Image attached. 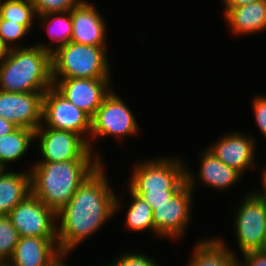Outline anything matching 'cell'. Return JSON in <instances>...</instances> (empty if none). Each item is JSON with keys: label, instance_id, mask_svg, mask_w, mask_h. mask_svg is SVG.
<instances>
[{"label": "cell", "instance_id": "cell-1", "mask_svg": "<svg viewBox=\"0 0 266 266\" xmlns=\"http://www.w3.org/2000/svg\"><path fill=\"white\" fill-rule=\"evenodd\" d=\"M105 165L102 163L88 176L56 213L57 245L66 258L123 208V198L112 190L108 174L104 172Z\"/></svg>", "mask_w": 266, "mask_h": 266}, {"label": "cell", "instance_id": "cell-2", "mask_svg": "<svg viewBox=\"0 0 266 266\" xmlns=\"http://www.w3.org/2000/svg\"><path fill=\"white\" fill-rule=\"evenodd\" d=\"M34 161L29 166L31 193L56 213L70 201L84 180L103 163L101 159Z\"/></svg>", "mask_w": 266, "mask_h": 266}, {"label": "cell", "instance_id": "cell-3", "mask_svg": "<svg viewBox=\"0 0 266 266\" xmlns=\"http://www.w3.org/2000/svg\"><path fill=\"white\" fill-rule=\"evenodd\" d=\"M146 159L142 157V160L133 163L127 187L154 210L169 201L186 184V163L175 155Z\"/></svg>", "mask_w": 266, "mask_h": 266}, {"label": "cell", "instance_id": "cell-4", "mask_svg": "<svg viewBox=\"0 0 266 266\" xmlns=\"http://www.w3.org/2000/svg\"><path fill=\"white\" fill-rule=\"evenodd\" d=\"M53 86L51 53L34 45L9 49L0 63V90L45 93Z\"/></svg>", "mask_w": 266, "mask_h": 266}, {"label": "cell", "instance_id": "cell-5", "mask_svg": "<svg viewBox=\"0 0 266 266\" xmlns=\"http://www.w3.org/2000/svg\"><path fill=\"white\" fill-rule=\"evenodd\" d=\"M108 48L70 41L51 53L52 78H112Z\"/></svg>", "mask_w": 266, "mask_h": 266}, {"label": "cell", "instance_id": "cell-6", "mask_svg": "<svg viewBox=\"0 0 266 266\" xmlns=\"http://www.w3.org/2000/svg\"><path fill=\"white\" fill-rule=\"evenodd\" d=\"M122 98L119 92L116 93L115 90L113 91L112 89L91 118L89 147L103 162V156L95 149V144L100 138H108L111 136V138H115L118 143H122L125 137L136 136L140 133L138 131L141 130L136 114L134 115L131 108Z\"/></svg>", "mask_w": 266, "mask_h": 266}, {"label": "cell", "instance_id": "cell-7", "mask_svg": "<svg viewBox=\"0 0 266 266\" xmlns=\"http://www.w3.org/2000/svg\"><path fill=\"white\" fill-rule=\"evenodd\" d=\"M243 197L236 203L232 217L234 237L241 254L260 250L266 231V196L254 189Z\"/></svg>", "mask_w": 266, "mask_h": 266}, {"label": "cell", "instance_id": "cell-8", "mask_svg": "<svg viewBox=\"0 0 266 266\" xmlns=\"http://www.w3.org/2000/svg\"><path fill=\"white\" fill-rule=\"evenodd\" d=\"M194 193L186 183L169 201L153 210V225L157 239L178 242L185 237L192 220Z\"/></svg>", "mask_w": 266, "mask_h": 266}, {"label": "cell", "instance_id": "cell-9", "mask_svg": "<svg viewBox=\"0 0 266 266\" xmlns=\"http://www.w3.org/2000/svg\"><path fill=\"white\" fill-rule=\"evenodd\" d=\"M35 143L41 158L37 162H62L76 159H100L79 134L65 130L38 127ZM38 142V143H37Z\"/></svg>", "mask_w": 266, "mask_h": 266}, {"label": "cell", "instance_id": "cell-10", "mask_svg": "<svg viewBox=\"0 0 266 266\" xmlns=\"http://www.w3.org/2000/svg\"><path fill=\"white\" fill-rule=\"evenodd\" d=\"M39 127L77 133L89 144L91 117L52 86L43 96L42 124Z\"/></svg>", "mask_w": 266, "mask_h": 266}, {"label": "cell", "instance_id": "cell-11", "mask_svg": "<svg viewBox=\"0 0 266 266\" xmlns=\"http://www.w3.org/2000/svg\"><path fill=\"white\" fill-rule=\"evenodd\" d=\"M20 237H57L56 212L29 194L7 215Z\"/></svg>", "mask_w": 266, "mask_h": 266}, {"label": "cell", "instance_id": "cell-12", "mask_svg": "<svg viewBox=\"0 0 266 266\" xmlns=\"http://www.w3.org/2000/svg\"><path fill=\"white\" fill-rule=\"evenodd\" d=\"M257 140L251 135L241 131H227L216 139L207 148L227 166L234 168L242 176L246 172L255 171L257 158Z\"/></svg>", "mask_w": 266, "mask_h": 266}, {"label": "cell", "instance_id": "cell-13", "mask_svg": "<svg viewBox=\"0 0 266 266\" xmlns=\"http://www.w3.org/2000/svg\"><path fill=\"white\" fill-rule=\"evenodd\" d=\"M53 87L91 118L112 91V78H52Z\"/></svg>", "mask_w": 266, "mask_h": 266}, {"label": "cell", "instance_id": "cell-14", "mask_svg": "<svg viewBox=\"0 0 266 266\" xmlns=\"http://www.w3.org/2000/svg\"><path fill=\"white\" fill-rule=\"evenodd\" d=\"M199 155L200 164L196 173L192 172V168L186 165V183L193 192H195L199 183L201 185L199 187L205 186L212 190L215 189L217 192H226L229 188L233 189L232 187H235V184L241 183L240 180L244 178L234 168L219 160L207 147Z\"/></svg>", "mask_w": 266, "mask_h": 266}, {"label": "cell", "instance_id": "cell-15", "mask_svg": "<svg viewBox=\"0 0 266 266\" xmlns=\"http://www.w3.org/2000/svg\"><path fill=\"white\" fill-rule=\"evenodd\" d=\"M41 92H5L0 90V117L17 127L35 131L42 124Z\"/></svg>", "mask_w": 266, "mask_h": 266}, {"label": "cell", "instance_id": "cell-16", "mask_svg": "<svg viewBox=\"0 0 266 266\" xmlns=\"http://www.w3.org/2000/svg\"><path fill=\"white\" fill-rule=\"evenodd\" d=\"M66 260L58 249L57 237H20L4 266H61Z\"/></svg>", "mask_w": 266, "mask_h": 266}, {"label": "cell", "instance_id": "cell-17", "mask_svg": "<svg viewBox=\"0 0 266 266\" xmlns=\"http://www.w3.org/2000/svg\"><path fill=\"white\" fill-rule=\"evenodd\" d=\"M94 3L83 0L71 10V42L96 47H108V25Z\"/></svg>", "mask_w": 266, "mask_h": 266}, {"label": "cell", "instance_id": "cell-18", "mask_svg": "<svg viewBox=\"0 0 266 266\" xmlns=\"http://www.w3.org/2000/svg\"><path fill=\"white\" fill-rule=\"evenodd\" d=\"M222 12L227 28H230V34L235 38L266 31V0L224 9Z\"/></svg>", "mask_w": 266, "mask_h": 266}, {"label": "cell", "instance_id": "cell-19", "mask_svg": "<svg viewBox=\"0 0 266 266\" xmlns=\"http://www.w3.org/2000/svg\"><path fill=\"white\" fill-rule=\"evenodd\" d=\"M193 248L186 266H239V254L221 236L200 239Z\"/></svg>", "mask_w": 266, "mask_h": 266}, {"label": "cell", "instance_id": "cell-20", "mask_svg": "<svg viewBox=\"0 0 266 266\" xmlns=\"http://www.w3.org/2000/svg\"><path fill=\"white\" fill-rule=\"evenodd\" d=\"M0 169V216L10 211L31 194V174L26 170Z\"/></svg>", "mask_w": 266, "mask_h": 266}, {"label": "cell", "instance_id": "cell-21", "mask_svg": "<svg viewBox=\"0 0 266 266\" xmlns=\"http://www.w3.org/2000/svg\"><path fill=\"white\" fill-rule=\"evenodd\" d=\"M38 25L49 35V43L36 42V46L53 53L57 48L69 43L72 36L71 11L49 13L37 16Z\"/></svg>", "mask_w": 266, "mask_h": 266}, {"label": "cell", "instance_id": "cell-22", "mask_svg": "<svg viewBox=\"0 0 266 266\" xmlns=\"http://www.w3.org/2000/svg\"><path fill=\"white\" fill-rule=\"evenodd\" d=\"M32 143H35V131L23 127L0 136V169H9L13 162L17 163L25 158Z\"/></svg>", "mask_w": 266, "mask_h": 266}, {"label": "cell", "instance_id": "cell-23", "mask_svg": "<svg viewBox=\"0 0 266 266\" xmlns=\"http://www.w3.org/2000/svg\"><path fill=\"white\" fill-rule=\"evenodd\" d=\"M127 194L131 197L125 214L124 225L126 230H129L132 233L140 234L142 232H152L153 236H155V228L153 225V210L151 206L145 202L142 198H140L137 194L133 193L128 187ZM128 228V229H127Z\"/></svg>", "mask_w": 266, "mask_h": 266}, {"label": "cell", "instance_id": "cell-24", "mask_svg": "<svg viewBox=\"0 0 266 266\" xmlns=\"http://www.w3.org/2000/svg\"><path fill=\"white\" fill-rule=\"evenodd\" d=\"M0 16L33 31L37 15L31 0H0Z\"/></svg>", "mask_w": 266, "mask_h": 266}, {"label": "cell", "instance_id": "cell-25", "mask_svg": "<svg viewBox=\"0 0 266 266\" xmlns=\"http://www.w3.org/2000/svg\"><path fill=\"white\" fill-rule=\"evenodd\" d=\"M29 33L30 31L24 25L5 20L0 16V41L8 50L25 48L27 45L20 41L22 39L24 41L27 35H31Z\"/></svg>", "mask_w": 266, "mask_h": 266}, {"label": "cell", "instance_id": "cell-26", "mask_svg": "<svg viewBox=\"0 0 266 266\" xmlns=\"http://www.w3.org/2000/svg\"><path fill=\"white\" fill-rule=\"evenodd\" d=\"M19 234L7 216H0V262L5 265L12 257Z\"/></svg>", "mask_w": 266, "mask_h": 266}, {"label": "cell", "instance_id": "cell-27", "mask_svg": "<svg viewBox=\"0 0 266 266\" xmlns=\"http://www.w3.org/2000/svg\"><path fill=\"white\" fill-rule=\"evenodd\" d=\"M82 1L83 0H31L37 16L71 11Z\"/></svg>", "mask_w": 266, "mask_h": 266}, {"label": "cell", "instance_id": "cell-28", "mask_svg": "<svg viewBox=\"0 0 266 266\" xmlns=\"http://www.w3.org/2000/svg\"><path fill=\"white\" fill-rule=\"evenodd\" d=\"M156 258L148 256V254L140 251H122L119 255H116V258L112 261V266H161Z\"/></svg>", "mask_w": 266, "mask_h": 266}, {"label": "cell", "instance_id": "cell-29", "mask_svg": "<svg viewBox=\"0 0 266 266\" xmlns=\"http://www.w3.org/2000/svg\"><path fill=\"white\" fill-rule=\"evenodd\" d=\"M253 117L257 129L266 139V94H259L251 98Z\"/></svg>", "mask_w": 266, "mask_h": 266}, {"label": "cell", "instance_id": "cell-30", "mask_svg": "<svg viewBox=\"0 0 266 266\" xmlns=\"http://www.w3.org/2000/svg\"><path fill=\"white\" fill-rule=\"evenodd\" d=\"M242 255L241 258L243 257V259L239 261V266H266V253L257 250Z\"/></svg>", "mask_w": 266, "mask_h": 266}, {"label": "cell", "instance_id": "cell-31", "mask_svg": "<svg viewBox=\"0 0 266 266\" xmlns=\"http://www.w3.org/2000/svg\"><path fill=\"white\" fill-rule=\"evenodd\" d=\"M17 128L14 123L0 117V136L10 134Z\"/></svg>", "mask_w": 266, "mask_h": 266}, {"label": "cell", "instance_id": "cell-32", "mask_svg": "<svg viewBox=\"0 0 266 266\" xmlns=\"http://www.w3.org/2000/svg\"><path fill=\"white\" fill-rule=\"evenodd\" d=\"M259 0H221L224 9H231L238 6H245L247 4L256 2Z\"/></svg>", "mask_w": 266, "mask_h": 266}, {"label": "cell", "instance_id": "cell-33", "mask_svg": "<svg viewBox=\"0 0 266 266\" xmlns=\"http://www.w3.org/2000/svg\"><path fill=\"white\" fill-rule=\"evenodd\" d=\"M7 51H8V49L0 41V63L5 58Z\"/></svg>", "mask_w": 266, "mask_h": 266}, {"label": "cell", "instance_id": "cell-34", "mask_svg": "<svg viewBox=\"0 0 266 266\" xmlns=\"http://www.w3.org/2000/svg\"><path fill=\"white\" fill-rule=\"evenodd\" d=\"M261 252L263 253H266V231H265V234L263 236V240H262V244H261V248L260 250Z\"/></svg>", "mask_w": 266, "mask_h": 266}, {"label": "cell", "instance_id": "cell-35", "mask_svg": "<svg viewBox=\"0 0 266 266\" xmlns=\"http://www.w3.org/2000/svg\"><path fill=\"white\" fill-rule=\"evenodd\" d=\"M264 165H265V166H262V167H264V168H262V169H260V168L257 167V170H258V169L261 170V171H260V173H261V174H260V175H261V176H260V177H261L260 179H261V180H266V164H264Z\"/></svg>", "mask_w": 266, "mask_h": 266}, {"label": "cell", "instance_id": "cell-36", "mask_svg": "<svg viewBox=\"0 0 266 266\" xmlns=\"http://www.w3.org/2000/svg\"><path fill=\"white\" fill-rule=\"evenodd\" d=\"M262 184V189L260 188L261 192L266 196V180H260Z\"/></svg>", "mask_w": 266, "mask_h": 266}, {"label": "cell", "instance_id": "cell-37", "mask_svg": "<svg viewBox=\"0 0 266 266\" xmlns=\"http://www.w3.org/2000/svg\"><path fill=\"white\" fill-rule=\"evenodd\" d=\"M67 262H68V261L66 260L61 266H71V265H68Z\"/></svg>", "mask_w": 266, "mask_h": 266}, {"label": "cell", "instance_id": "cell-38", "mask_svg": "<svg viewBox=\"0 0 266 266\" xmlns=\"http://www.w3.org/2000/svg\"><path fill=\"white\" fill-rule=\"evenodd\" d=\"M110 263V264H109ZM108 264H102L101 266H112L111 262H109Z\"/></svg>", "mask_w": 266, "mask_h": 266}]
</instances>
